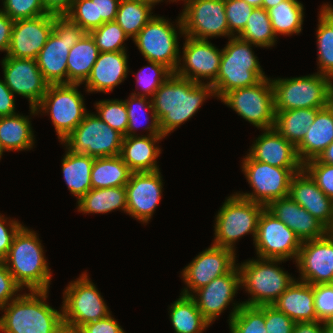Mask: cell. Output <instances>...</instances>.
Masks as SVG:
<instances>
[{
  "label": "cell",
  "instance_id": "1",
  "mask_svg": "<svg viewBox=\"0 0 333 333\" xmlns=\"http://www.w3.org/2000/svg\"><path fill=\"white\" fill-rule=\"evenodd\" d=\"M211 96L216 97L211 84H199L173 73L151 98L163 136L193 117Z\"/></svg>",
  "mask_w": 333,
  "mask_h": 333
},
{
  "label": "cell",
  "instance_id": "10",
  "mask_svg": "<svg viewBox=\"0 0 333 333\" xmlns=\"http://www.w3.org/2000/svg\"><path fill=\"white\" fill-rule=\"evenodd\" d=\"M80 84L49 85L36 112L47 113L54 125L59 142H62L84 119V97L78 91Z\"/></svg>",
  "mask_w": 333,
  "mask_h": 333
},
{
  "label": "cell",
  "instance_id": "46",
  "mask_svg": "<svg viewBox=\"0 0 333 333\" xmlns=\"http://www.w3.org/2000/svg\"><path fill=\"white\" fill-rule=\"evenodd\" d=\"M148 63L149 65L141 68L140 71L135 74L136 82L141 87V92L143 91V93L137 92L136 94V92H134L131 94L145 97L151 96L150 98H152L161 84L173 74V72L163 64L149 60ZM145 70L147 71L144 72Z\"/></svg>",
  "mask_w": 333,
  "mask_h": 333
},
{
  "label": "cell",
  "instance_id": "37",
  "mask_svg": "<svg viewBox=\"0 0 333 333\" xmlns=\"http://www.w3.org/2000/svg\"><path fill=\"white\" fill-rule=\"evenodd\" d=\"M131 173L120 156L95 158L91 170L92 188L125 187Z\"/></svg>",
  "mask_w": 333,
  "mask_h": 333
},
{
  "label": "cell",
  "instance_id": "31",
  "mask_svg": "<svg viewBox=\"0 0 333 333\" xmlns=\"http://www.w3.org/2000/svg\"><path fill=\"white\" fill-rule=\"evenodd\" d=\"M62 159L63 177L68 190L79 201L90 189L91 170L95 158L86 154L73 153L67 149Z\"/></svg>",
  "mask_w": 333,
  "mask_h": 333
},
{
  "label": "cell",
  "instance_id": "18",
  "mask_svg": "<svg viewBox=\"0 0 333 333\" xmlns=\"http://www.w3.org/2000/svg\"><path fill=\"white\" fill-rule=\"evenodd\" d=\"M184 37L183 59H179L174 74L199 84H204L205 79L208 80L207 84H212L219 73L222 49L215 47L209 40Z\"/></svg>",
  "mask_w": 333,
  "mask_h": 333
},
{
  "label": "cell",
  "instance_id": "36",
  "mask_svg": "<svg viewBox=\"0 0 333 333\" xmlns=\"http://www.w3.org/2000/svg\"><path fill=\"white\" fill-rule=\"evenodd\" d=\"M169 317L175 333H203L210 326L194 299L182 293L169 307Z\"/></svg>",
  "mask_w": 333,
  "mask_h": 333
},
{
  "label": "cell",
  "instance_id": "29",
  "mask_svg": "<svg viewBox=\"0 0 333 333\" xmlns=\"http://www.w3.org/2000/svg\"><path fill=\"white\" fill-rule=\"evenodd\" d=\"M272 305L295 323L318 321L314 306V285L299 279H295Z\"/></svg>",
  "mask_w": 333,
  "mask_h": 333
},
{
  "label": "cell",
  "instance_id": "57",
  "mask_svg": "<svg viewBox=\"0 0 333 333\" xmlns=\"http://www.w3.org/2000/svg\"><path fill=\"white\" fill-rule=\"evenodd\" d=\"M15 106L14 94L6 86L4 80H0V117L16 114Z\"/></svg>",
  "mask_w": 333,
  "mask_h": 333
},
{
  "label": "cell",
  "instance_id": "60",
  "mask_svg": "<svg viewBox=\"0 0 333 333\" xmlns=\"http://www.w3.org/2000/svg\"><path fill=\"white\" fill-rule=\"evenodd\" d=\"M322 321L297 322L293 333H322Z\"/></svg>",
  "mask_w": 333,
  "mask_h": 333
},
{
  "label": "cell",
  "instance_id": "25",
  "mask_svg": "<svg viewBox=\"0 0 333 333\" xmlns=\"http://www.w3.org/2000/svg\"><path fill=\"white\" fill-rule=\"evenodd\" d=\"M266 209L287 225L301 242L324 237L329 230L289 196L272 201Z\"/></svg>",
  "mask_w": 333,
  "mask_h": 333
},
{
  "label": "cell",
  "instance_id": "13",
  "mask_svg": "<svg viewBox=\"0 0 333 333\" xmlns=\"http://www.w3.org/2000/svg\"><path fill=\"white\" fill-rule=\"evenodd\" d=\"M176 22L178 33L195 39L232 35L229 33L225 0H185Z\"/></svg>",
  "mask_w": 333,
  "mask_h": 333
},
{
  "label": "cell",
  "instance_id": "61",
  "mask_svg": "<svg viewBox=\"0 0 333 333\" xmlns=\"http://www.w3.org/2000/svg\"><path fill=\"white\" fill-rule=\"evenodd\" d=\"M321 163L333 165V142L317 158Z\"/></svg>",
  "mask_w": 333,
  "mask_h": 333
},
{
  "label": "cell",
  "instance_id": "42",
  "mask_svg": "<svg viewBox=\"0 0 333 333\" xmlns=\"http://www.w3.org/2000/svg\"><path fill=\"white\" fill-rule=\"evenodd\" d=\"M153 8L143 2L120 0L115 21L133 39L154 16Z\"/></svg>",
  "mask_w": 333,
  "mask_h": 333
},
{
  "label": "cell",
  "instance_id": "9",
  "mask_svg": "<svg viewBox=\"0 0 333 333\" xmlns=\"http://www.w3.org/2000/svg\"><path fill=\"white\" fill-rule=\"evenodd\" d=\"M62 303L66 333H75L84 324L111 314L101 293L85 272L68 284L63 292Z\"/></svg>",
  "mask_w": 333,
  "mask_h": 333
},
{
  "label": "cell",
  "instance_id": "64",
  "mask_svg": "<svg viewBox=\"0 0 333 333\" xmlns=\"http://www.w3.org/2000/svg\"><path fill=\"white\" fill-rule=\"evenodd\" d=\"M244 1L254 8L262 6V0H244Z\"/></svg>",
  "mask_w": 333,
  "mask_h": 333
},
{
  "label": "cell",
  "instance_id": "34",
  "mask_svg": "<svg viewBox=\"0 0 333 333\" xmlns=\"http://www.w3.org/2000/svg\"><path fill=\"white\" fill-rule=\"evenodd\" d=\"M319 108H299L275 111L274 129L295 147L314 122Z\"/></svg>",
  "mask_w": 333,
  "mask_h": 333
},
{
  "label": "cell",
  "instance_id": "22",
  "mask_svg": "<svg viewBox=\"0 0 333 333\" xmlns=\"http://www.w3.org/2000/svg\"><path fill=\"white\" fill-rule=\"evenodd\" d=\"M53 25L54 15L50 13L14 21L10 47L5 57L36 60L53 31Z\"/></svg>",
  "mask_w": 333,
  "mask_h": 333
},
{
  "label": "cell",
  "instance_id": "53",
  "mask_svg": "<svg viewBox=\"0 0 333 333\" xmlns=\"http://www.w3.org/2000/svg\"><path fill=\"white\" fill-rule=\"evenodd\" d=\"M21 289L5 263L0 262V308L17 298Z\"/></svg>",
  "mask_w": 333,
  "mask_h": 333
},
{
  "label": "cell",
  "instance_id": "32",
  "mask_svg": "<svg viewBox=\"0 0 333 333\" xmlns=\"http://www.w3.org/2000/svg\"><path fill=\"white\" fill-rule=\"evenodd\" d=\"M99 55L98 47L90 35L85 33L70 48L67 58V84H84Z\"/></svg>",
  "mask_w": 333,
  "mask_h": 333
},
{
  "label": "cell",
  "instance_id": "47",
  "mask_svg": "<svg viewBox=\"0 0 333 333\" xmlns=\"http://www.w3.org/2000/svg\"><path fill=\"white\" fill-rule=\"evenodd\" d=\"M3 8L0 9L12 20L36 18L48 12L41 0H2Z\"/></svg>",
  "mask_w": 333,
  "mask_h": 333
},
{
  "label": "cell",
  "instance_id": "12",
  "mask_svg": "<svg viewBox=\"0 0 333 333\" xmlns=\"http://www.w3.org/2000/svg\"><path fill=\"white\" fill-rule=\"evenodd\" d=\"M123 138L96 114L87 113L61 144L73 153L94 158L113 157L120 155Z\"/></svg>",
  "mask_w": 333,
  "mask_h": 333
},
{
  "label": "cell",
  "instance_id": "59",
  "mask_svg": "<svg viewBox=\"0 0 333 333\" xmlns=\"http://www.w3.org/2000/svg\"><path fill=\"white\" fill-rule=\"evenodd\" d=\"M45 10L53 15H65L73 4L74 0H41Z\"/></svg>",
  "mask_w": 333,
  "mask_h": 333
},
{
  "label": "cell",
  "instance_id": "49",
  "mask_svg": "<svg viewBox=\"0 0 333 333\" xmlns=\"http://www.w3.org/2000/svg\"><path fill=\"white\" fill-rule=\"evenodd\" d=\"M65 16L77 23L86 33L97 28L95 0H74Z\"/></svg>",
  "mask_w": 333,
  "mask_h": 333
},
{
  "label": "cell",
  "instance_id": "7",
  "mask_svg": "<svg viewBox=\"0 0 333 333\" xmlns=\"http://www.w3.org/2000/svg\"><path fill=\"white\" fill-rule=\"evenodd\" d=\"M86 32L65 15H54L53 31L38 53L37 65L49 84H67V58Z\"/></svg>",
  "mask_w": 333,
  "mask_h": 333
},
{
  "label": "cell",
  "instance_id": "35",
  "mask_svg": "<svg viewBox=\"0 0 333 333\" xmlns=\"http://www.w3.org/2000/svg\"><path fill=\"white\" fill-rule=\"evenodd\" d=\"M78 212L105 214L121 209L127 212V196L125 187H109L90 189L79 201Z\"/></svg>",
  "mask_w": 333,
  "mask_h": 333
},
{
  "label": "cell",
  "instance_id": "56",
  "mask_svg": "<svg viewBox=\"0 0 333 333\" xmlns=\"http://www.w3.org/2000/svg\"><path fill=\"white\" fill-rule=\"evenodd\" d=\"M120 0H95L97 28L105 22L115 21Z\"/></svg>",
  "mask_w": 333,
  "mask_h": 333
},
{
  "label": "cell",
  "instance_id": "51",
  "mask_svg": "<svg viewBox=\"0 0 333 333\" xmlns=\"http://www.w3.org/2000/svg\"><path fill=\"white\" fill-rule=\"evenodd\" d=\"M314 306L318 321L333 322V284L314 285Z\"/></svg>",
  "mask_w": 333,
  "mask_h": 333
},
{
  "label": "cell",
  "instance_id": "2",
  "mask_svg": "<svg viewBox=\"0 0 333 333\" xmlns=\"http://www.w3.org/2000/svg\"><path fill=\"white\" fill-rule=\"evenodd\" d=\"M47 291L20 294L0 310V333H66L62 310L48 305Z\"/></svg>",
  "mask_w": 333,
  "mask_h": 333
},
{
  "label": "cell",
  "instance_id": "48",
  "mask_svg": "<svg viewBox=\"0 0 333 333\" xmlns=\"http://www.w3.org/2000/svg\"><path fill=\"white\" fill-rule=\"evenodd\" d=\"M253 9L244 0H225L226 18L232 36H238L243 31Z\"/></svg>",
  "mask_w": 333,
  "mask_h": 333
},
{
  "label": "cell",
  "instance_id": "45",
  "mask_svg": "<svg viewBox=\"0 0 333 333\" xmlns=\"http://www.w3.org/2000/svg\"><path fill=\"white\" fill-rule=\"evenodd\" d=\"M96 115L111 128L127 137L128 113L124 100L106 99L94 104Z\"/></svg>",
  "mask_w": 333,
  "mask_h": 333
},
{
  "label": "cell",
  "instance_id": "52",
  "mask_svg": "<svg viewBox=\"0 0 333 333\" xmlns=\"http://www.w3.org/2000/svg\"><path fill=\"white\" fill-rule=\"evenodd\" d=\"M295 322L273 305H265V327L267 333H293Z\"/></svg>",
  "mask_w": 333,
  "mask_h": 333
},
{
  "label": "cell",
  "instance_id": "4",
  "mask_svg": "<svg viewBox=\"0 0 333 333\" xmlns=\"http://www.w3.org/2000/svg\"><path fill=\"white\" fill-rule=\"evenodd\" d=\"M251 47L248 41L232 36L222 49L219 73L211 84L217 99L232 90L253 86L268 78Z\"/></svg>",
  "mask_w": 333,
  "mask_h": 333
},
{
  "label": "cell",
  "instance_id": "16",
  "mask_svg": "<svg viewBox=\"0 0 333 333\" xmlns=\"http://www.w3.org/2000/svg\"><path fill=\"white\" fill-rule=\"evenodd\" d=\"M253 243L257 257L296 261L302 242L294 231L265 208Z\"/></svg>",
  "mask_w": 333,
  "mask_h": 333
},
{
  "label": "cell",
  "instance_id": "54",
  "mask_svg": "<svg viewBox=\"0 0 333 333\" xmlns=\"http://www.w3.org/2000/svg\"><path fill=\"white\" fill-rule=\"evenodd\" d=\"M22 226L18 220L7 221L6 217L0 213V262L6 259L13 238Z\"/></svg>",
  "mask_w": 333,
  "mask_h": 333
},
{
  "label": "cell",
  "instance_id": "20",
  "mask_svg": "<svg viewBox=\"0 0 333 333\" xmlns=\"http://www.w3.org/2000/svg\"><path fill=\"white\" fill-rule=\"evenodd\" d=\"M300 281L311 285L333 282V232L301 243L296 260Z\"/></svg>",
  "mask_w": 333,
  "mask_h": 333
},
{
  "label": "cell",
  "instance_id": "27",
  "mask_svg": "<svg viewBox=\"0 0 333 333\" xmlns=\"http://www.w3.org/2000/svg\"><path fill=\"white\" fill-rule=\"evenodd\" d=\"M126 52H99L90 75L84 82L87 93L112 92L116 86L124 81L129 72Z\"/></svg>",
  "mask_w": 333,
  "mask_h": 333
},
{
  "label": "cell",
  "instance_id": "55",
  "mask_svg": "<svg viewBox=\"0 0 333 333\" xmlns=\"http://www.w3.org/2000/svg\"><path fill=\"white\" fill-rule=\"evenodd\" d=\"M75 333H125V331L110 314L100 320L84 324Z\"/></svg>",
  "mask_w": 333,
  "mask_h": 333
},
{
  "label": "cell",
  "instance_id": "58",
  "mask_svg": "<svg viewBox=\"0 0 333 333\" xmlns=\"http://www.w3.org/2000/svg\"><path fill=\"white\" fill-rule=\"evenodd\" d=\"M14 20L0 10V51L8 52Z\"/></svg>",
  "mask_w": 333,
  "mask_h": 333
},
{
  "label": "cell",
  "instance_id": "6",
  "mask_svg": "<svg viewBox=\"0 0 333 333\" xmlns=\"http://www.w3.org/2000/svg\"><path fill=\"white\" fill-rule=\"evenodd\" d=\"M331 80L318 72L309 76L271 79L275 111L328 106L333 87Z\"/></svg>",
  "mask_w": 333,
  "mask_h": 333
},
{
  "label": "cell",
  "instance_id": "24",
  "mask_svg": "<svg viewBox=\"0 0 333 333\" xmlns=\"http://www.w3.org/2000/svg\"><path fill=\"white\" fill-rule=\"evenodd\" d=\"M288 196L305 208L329 231L333 230V201L325 195L304 169L291 179Z\"/></svg>",
  "mask_w": 333,
  "mask_h": 333
},
{
  "label": "cell",
  "instance_id": "43",
  "mask_svg": "<svg viewBox=\"0 0 333 333\" xmlns=\"http://www.w3.org/2000/svg\"><path fill=\"white\" fill-rule=\"evenodd\" d=\"M238 37L262 48L274 46L278 38L272 29L268 11L262 7L253 9Z\"/></svg>",
  "mask_w": 333,
  "mask_h": 333
},
{
  "label": "cell",
  "instance_id": "44",
  "mask_svg": "<svg viewBox=\"0 0 333 333\" xmlns=\"http://www.w3.org/2000/svg\"><path fill=\"white\" fill-rule=\"evenodd\" d=\"M90 35L93 37L99 52L127 50L124 42L128 40L129 36L116 21L103 23L99 28L92 30Z\"/></svg>",
  "mask_w": 333,
  "mask_h": 333
},
{
  "label": "cell",
  "instance_id": "26",
  "mask_svg": "<svg viewBox=\"0 0 333 333\" xmlns=\"http://www.w3.org/2000/svg\"><path fill=\"white\" fill-rule=\"evenodd\" d=\"M247 153L253 160L281 168H303L296 147L274 128L263 130Z\"/></svg>",
  "mask_w": 333,
  "mask_h": 333
},
{
  "label": "cell",
  "instance_id": "63",
  "mask_svg": "<svg viewBox=\"0 0 333 333\" xmlns=\"http://www.w3.org/2000/svg\"><path fill=\"white\" fill-rule=\"evenodd\" d=\"M322 333H333V322H323Z\"/></svg>",
  "mask_w": 333,
  "mask_h": 333
},
{
  "label": "cell",
  "instance_id": "5",
  "mask_svg": "<svg viewBox=\"0 0 333 333\" xmlns=\"http://www.w3.org/2000/svg\"><path fill=\"white\" fill-rule=\"evenodd\" d=\"M283 259L260 258L246 260L237 267L240 272V285L251 295L243 305H272L294 282L288 272L278 267Z\"/></svg>",
  "mask_w": 333,
  "mask_h": 333
},
{
  "label": "cell",
  "instance_id": "11",
  "mask_svg": "<svg viewBox=\"0 0 333 333\" xmlns=\"http://www.w3.org/2000/svg\"><path fill=\"white\" fill-rule=\"evenodd\" d=\"M242 171L253 189L251 193L235 194L267 207L276 199L287 197L291 179L303 168H281L253 160L248 154L242 160Z\"/></svg>",
  "mask_w": 333,
  "mask_h": 333
},
{
  "label": "cell",
  "instance_id": "50",
  "mask_svg": "<svg viewBox=\"0 0 333 333\" xmlns=\"http://www.w3.org/2000/svg\"><path fill=\"white\" fill-rule=\"evenodd\" d=\"M303 169L317 186L333 201V165L321 163L317 158L307 161Z\"/></svg>",
  "mask_w": 333,
  "mask_h": 333
},
{
  "label": "cell",
  "instance_id": "66",
  "mask_svg": "<svg viewBox=\"0 0 333 333\" xmlns=\"http://www.w3.org/2000/svg\"><path fill=\"white\" fill-rule=\"evenodd\" d=\"M5 151L6 150L3 148V146H2V144L0 142V159H1L2 155H3V152H5Z\"/></svg>",
  "mask_w": 333,
  "mask_h": 333
},
{
  "label": "cell",
  "instance_id": "39",
  "mask_svg": "<svg viewBox=\"0 0 333 333\" xmlns=\"http://www.w3.org/2000/svg\"><path fill=\"white\" fill-rule=\"evenodd\" d=\"M304 6L298 0H284L268 9L272 29L276 37L280 35L299 34L304 21Z\"/></svg>",
  "mask_w": 333,
  "mask_h": 333
},
{
  "label": "cell",
  "instance_id": "67",
  "mask_svg": "<svg viewBox=\"0 0 333 333\" xmlns=\"http://www.w3.org/2000/svg\"><path fill=\"white\" fill-rule=\"evenodd\" d=\"M330 104L333 107V87H332L331 96H330Z\"/></svg>",
  "mask_w": 333,
  "mask_h": 333
},
{
  "label": "cell",
  "instance_id": "62",
  "mask_svg": "<svg viewBox=\"0 0 333 333\" xmlns=\"http://www.w3.org/2000/svg\"><path fill=\"white\" fill-rule=\"evenodd\" d=\"M284 0H262V8L265 10H268L272 7L277 6L279 3H281Z\"/></svg>",
  "mask_w": 333,
  "mask_h": 333
},
{
  "label": "cell",
  "instance_id": "21",
  "mask_svg": "<svg viewBox=\"0 0 333 333\" xmlns=\"http://www.w3.org/2000/svg\"><path fill=\"white\" fill-rule=\"evenodd\" d=\"M161 172L131 173L125 186L127 212L129 216L143 224L148 223L162 197L163 182Z\"/></svg>",
  "mask_w": 333,
  "mask_h": 333
},
{
  "label": "cell",
  "instance_id": "38",
  "mask_svg": "<svg viewBox=\"0 0 333 333\" xmlns=\"http://www.w3.org/2000/svg\"><path fill=\"white\" fill-rule=\"evenodd\" d=\"M319 12L316 31L318 73L333 81V6L324 4Z\"/></svg>",
  "mask_w": 333,
  "mask_h": 333
},
{
  "label": "cell",
  "instance_id": "33",
  "mask_svg": "<svg viewBox=\"0 0 333 333\" xmlns=\"http://www.w3.org/2000/svg\"><path fill=\"white\" fill-rule=\"evenodd\" d=\"M34 139L29 116L16 113L0 117V142L6 151L31 150Z\"/></svg>",
  "mask_w": 333,
  "mask_h": 333
},
{
  "label": "cell",
  "instance_id": "15",
  "mask_svg": "<svg viewBox=\"0 0 333 333\" xmlns=\"http://www.w3.org/2000/svg\"><path fill=\"white\" fill-rule=\"evenodd\" d=\"M176 30L168 19L154 15L132 40L146 61L163 64L174 73L181 53Z\"/></svg>",
  "mask_w": 333,
  "mask_h": 333
},
{
  "label": "cell",
  "instance_id": "8",
  "mask_svg": "<svg viewBox=\"0 0 333 333\" xmlns=\"http://www.w3.org/2000/svg\"><path fill=\"white\" fill-rule=\"evenodd\" d=\"M261 204L246 200L236 194L226 198L215 218V238L212 245L236 251L237 240L252 234L255 240L258 221L265 209Z\"/></svg>",
  "mask_w": 333,
  "mask_h": 333
},
{
  "label": "cell",
  "instance_id": "30",
  "mask_svg": "<svg viewBox=\"0 0 333 333\" xmlns=\"http://www.w3.org/2000/svg\"><path fill=\"white\" fill-rule=\"evenodd\" d=\"M333 142V107L331 104L319 109L314 122L296 146L300 162L316 159Z\"/></svg>",
  "mask_w": 333,
  "mask_h": 333
},
{
  "label": "cell",
  "instance_id": "14",
  "mask_svg": "<svg viewBox=\"0 0 333 333\" xmlns=\"http://www.w3.org/2000/svg\"><path fill=\"white\" fill-rule=\"evenodd\" d=\"M220 100L258 129L274 127V94L270 78L262 79L253 86L232 90Z\"/></svg>",
  "mask_w": 333,
  "mask_h": 333
},
{
  "label": "cell",
  "instance_id": "40",
  "mask_svg": "<svg viewBox=\"0 0 333 333\" xmlns=\"http://www.w3.org/2000/svg\"><path fill=\"white\" fill-rule=\"evenodd\" d=\"M228 323L229 333H267L265 327V305L247 306L232 303Z\"/></svg>",
  "mask_w": 333,
  "mask_h": 333
},
{
  "label": "cell",
  "instance_id": "23",
  "mask_svg": "<svg viewBox=\"0 0 333 333\" xmlns=\"http://www.w3.org/2000/svg\"><path fill=\"white\" fill-rule=\"evenodd\" d=\"M240 287V272L236 265L229 273L215 278L190 296L203 317L212 324L227 306L234 302L233 298Z\"/></svg>",
  "mask_w": 333,
  "mask_h": 333
},
{
  "label": "cell",
  "instance_id": "19",
  "mask_svg": "<svg viewBox=\"0 0 333 333\" xmlns=\"http://www.w3.org/2000/svg\"><path fill=\"white\" fill-rule=\"evenodd\" d=\"M235 255L231 249L211 244V247L200 252L182 270L181 275L187 287L185 286L181 293L191 295L215 278L229 273L237 265Z\"/></svg>",
  "mask_w": 333,
  "mask_h": 333
},
{
  "label": "cell",
  "instance_id": "65",
  "mask_svg": "<svg viewBox=\"0 0 333 333\" xmlns=\"http://www.w3.org/2000/svg\"><path fill=\"white\" fill-rule=\"evenodd\" d=\"M134 1L143 2L154 7L157 3H160L163 0H134ZM169 1L174 2V0H169Z\"/></svg>",
  "mask_w": 333,
  "mask_h": 333
},
{
  "label": "cell",
  "instance_id": "41",
  "mask_svg": "<svg viewBox=\"0 0 333 333\" xmlns=\"http://www.w3.org/2000/svg\"><path fill=\"white\" fill-rule=\"evenodd\" d=\"M149 97L145 96H136L131 94L128 99H125L124 102L126 104V109L128 113V127H127V137L136 136L137 128L143 124L144 121H151L148 126H145L144 129L149 131V136L153 135H163L160 126L159 120L156 116V113L153 108L152 99H148ZM148 99V101H147ZM143 111V113H142ZM147 111L151 112L149 117L147 115ZM140 118V119H139ZM151 120H148V119ZM142 119V120H141ZM139 121V122H138ZM142 123V124H140Z\"/></svg>",
  "mask_w": 333,
  "mask_h": 333
},
{
  "label": "cell",
  "instance_id": "3",
  "mask_svg": "<svg viewBox=\"0 0 333 333\" xmlns=\"http://www.w3.org/2000/svg\"><path fill=\"white\" fill-rule=\"evenodd\" d=\"M38 234L22 226L15 234L4 263L17 284L29 291H48L52 273Z\"/></svg>",
  "mask_w": 333,
  "mask_h": 333
},
{
  "label": "cell",
  "instance_id": "17",
  "mask_svg": "<svg viewBox=\"0 0 333 333\" xmlns=\"http://www.w3.org/2000/svg\"><path fill=\"white\" fill-rule=\"evenodd\" d=\"M6 86L15 95L28 99L30 114L38 115L36 107L41 102L49 84L34 59L4 57L1 61Z\"/></svg>",
  "mask_w": 333,
  "mask_h": 333
},
{
  "label": "cell",
  "instance_id": "28",
  "mask_svg": "<svg viewBox=\"0 0 333 333\" xmlns=\"http://www.w3.org/2000/svg\"><path fill=\"white\" fill-rule=\"evenodd\" d=\"M165 136H129L122 141L120 157L132 173L159 171L157 159L161 149L156 143Z\"/></svg>",
  "mask_w": 333,
  "mask_h": 333
}]
</instances>
